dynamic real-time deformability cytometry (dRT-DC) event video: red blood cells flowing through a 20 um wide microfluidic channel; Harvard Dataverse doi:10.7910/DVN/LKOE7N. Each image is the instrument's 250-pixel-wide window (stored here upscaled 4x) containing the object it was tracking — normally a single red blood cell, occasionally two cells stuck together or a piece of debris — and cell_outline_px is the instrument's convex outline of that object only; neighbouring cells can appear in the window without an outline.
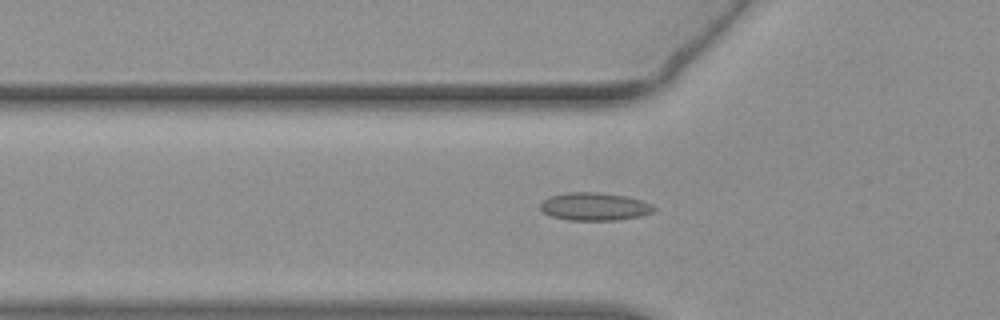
{"species": "common noctule bat (a hibernating species)", "species_latin": "Nyctalus noctula", "temperature_condition": "warm", "stored_images_in_passage": 47, "camera_frame_rate_fps": 3000, "um_per_image_px": 0.085, "animal": {"sex": "female", "body_mass_g": 19.3, "forearm_length_mm": 54.1}, "frame": {"image": 1, "passage_image": 18, "time_ms": 5.667, "image_size_px": [1000, 320], "cell_outline_px": [[656, 208], [652, 212], [640, 216], [616, 220], [568, 220], [548, 216], [540, 208], [540, 204], [548, 196], [568, 192], [596, 192], [624, 196], [640, 200], [652, 204]], "centroid_in_image_um": [50.49, 17.56], "position_along_channel_um": 75.3, "area_um2": 18.44}}
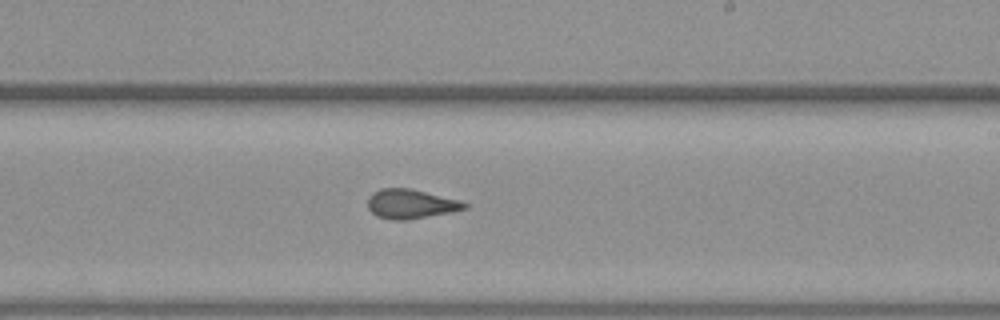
{"frame": {"image": 2, "passage_image": 32, "time_ms": 10.333, "image_size_px": [1000, 320], "cell_outline_px": [[468, 208], [452, 212], [408, 220], [392, 220], [376, 216], [368, 208], [368, 196], [372, 192], [380, 188], [412, 188], [460, 200], [468, 204]], "centroid_in_image_um": [34.91, 17.33], "position_along_channel_um": 254.1, "area_um2": 16.82}}
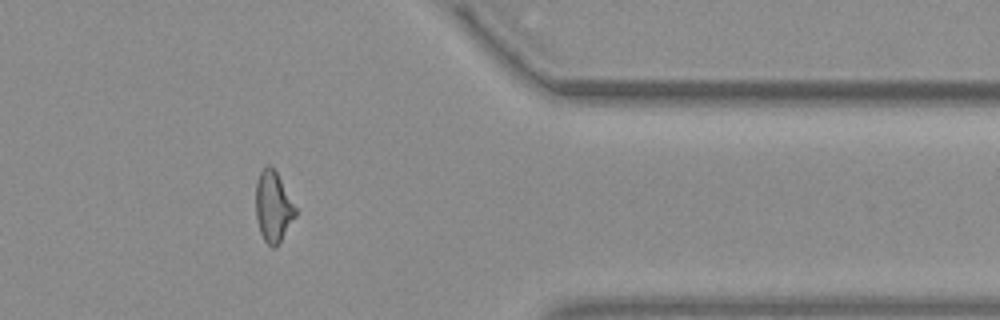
{"frame": {"image": 3, "passage_image": 44, "time_ms": 14.333, "image_size_px": [1000, 320], "cell_outline_px": [[296, 216], [276, 248], [272, 248], [264, 240], [260, 232], [256, 216], [256, 180], [260, 172], [268, 164], [276, 172], [296, 208]], "centroid_in_image_um": [23.21, 17.6], "position_along_channel_um": 388.2, "area_um2": 16.13}}